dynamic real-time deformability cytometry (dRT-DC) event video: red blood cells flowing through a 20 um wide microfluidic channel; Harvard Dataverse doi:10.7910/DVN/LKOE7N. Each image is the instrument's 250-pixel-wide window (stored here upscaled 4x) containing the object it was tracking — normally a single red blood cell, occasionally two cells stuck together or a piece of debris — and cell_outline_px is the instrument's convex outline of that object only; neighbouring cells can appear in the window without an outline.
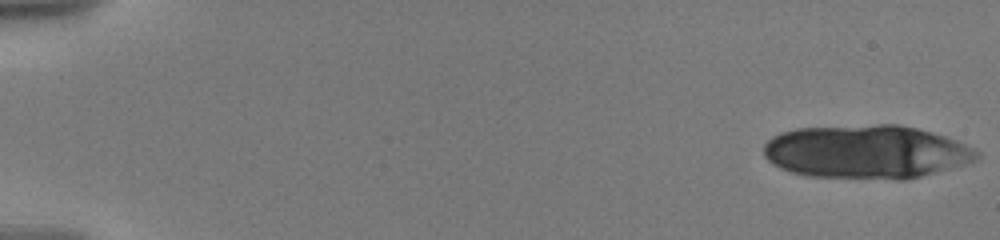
{"species": "human", "species_latin": "Homo sapiens", "temperature_condition": "warm", "stored_images_in_passage": 11, "camera_frame_rate_fps": 3000, "um_per_image_px": 0.085, "donor": {"sex": "male"}, "frame": {"image": 1, "passage_image": 1, "time_ms": 0.0, "image_size_px": [1000, 240], "cell_outline_px": [[980, 156], [976, 160], [964, 164], [920, 176], [904, 180], [896, 180], [808, 176], [792, 172], [780, 168], [768, 160], [764, 156], [764, 144], [772, 136], [780, 132], [796, 128], [876, 124], [896, 124], [916, 128], [932, 132], [956, 140], [980, 152]], "centroid_in_image_um": [73.62, 12.9], "position_along_channel_um": 11.4, "area_um2": 66.7}}